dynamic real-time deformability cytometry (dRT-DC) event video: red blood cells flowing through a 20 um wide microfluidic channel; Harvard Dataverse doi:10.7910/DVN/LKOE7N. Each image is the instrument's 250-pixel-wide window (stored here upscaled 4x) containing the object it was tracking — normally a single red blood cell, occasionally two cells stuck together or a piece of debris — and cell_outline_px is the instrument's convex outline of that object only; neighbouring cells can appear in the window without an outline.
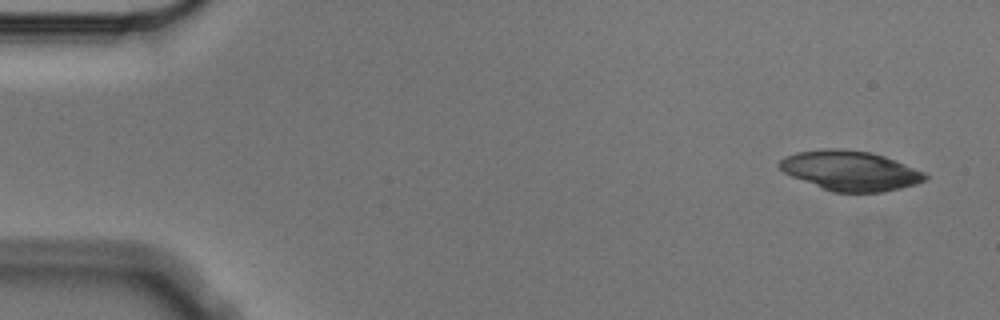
{"species": "Egyptian fruit bat (a non-hibernating species)", "species_latin": "Rousettus aegyptiacus", "temperature_condition": "cold", "stored_images_in_passage": 4, "camera_frame_rate_fps": 3000, "um_per_image_px": 0.085, "animal": {"sex": "male"}, "frame": {"image": 1, "passage_image": 1, "time_ms": 0.0, "image_size_px": [1000, 320], "cell_outline_px": [[928, 180], [916, 184], [884, 192], [832, 192], [792, 176], [784, 172], [776, 164], [784, 156], [796, 152], [824, 148], [840, 148], [872, 152], [884, 156], [924, 172], [928, 176]], "centroid_in_image_um": [72.26, 14.5], "position_along_channel_um": 12.7, "area_um2": 33.81}}